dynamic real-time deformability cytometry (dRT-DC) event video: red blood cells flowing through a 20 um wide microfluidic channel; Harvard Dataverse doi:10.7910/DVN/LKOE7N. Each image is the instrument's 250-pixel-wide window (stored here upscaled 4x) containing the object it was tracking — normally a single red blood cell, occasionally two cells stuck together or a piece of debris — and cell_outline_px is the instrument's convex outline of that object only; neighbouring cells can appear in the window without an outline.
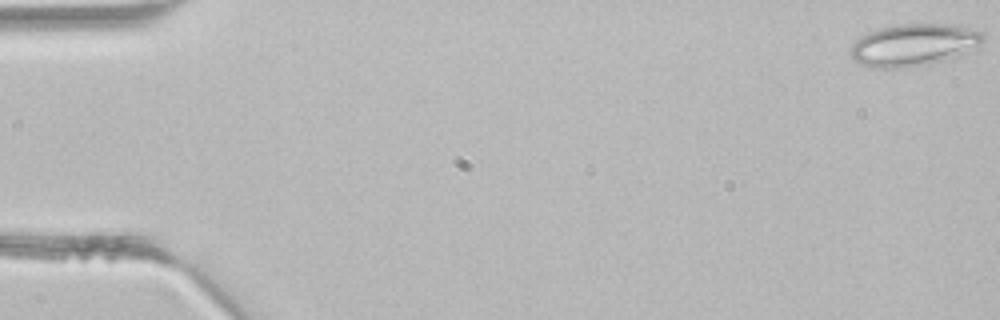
{"species": "common noctule bat (a hibernating species)", "species_latin": "Nyctalus noctula", "temperature_condition": "room temperature", "stored_images_in_passage": 41, "camera_frame_rate_fps": 3000, "um_per_image_px": 0.085, "animal": {"sex": "male", "body_mass_g": 21.5, "forearm_length_mm": 52.0}, "frame": {"image": 1, "passage_image": 1, "time_ms": 0.0, "image_size_px": [1000, 320], "cell_outline_px": [[984, 40], [968, 52], [928, 64], [900, 68], [872, 68], [860, 64], [852, 56], [852, 44], [860, 36], [868, 32], [888, 24], [956, 24], [984, 32]], "centroid_in_image_um": [77.66, 3.79], "position_along_channel_um": 7.3, "area_um2": 32.6}}
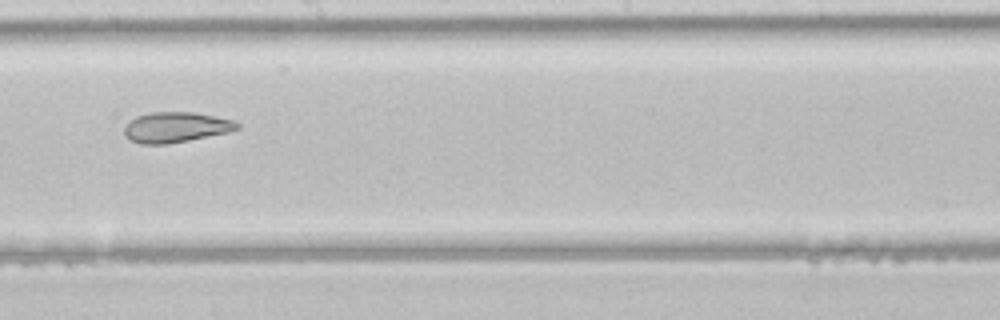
{"frame": {"image": 2, "passage_image": 25, "time_ms": 8.0, "image_size_px": [1000, 320], "cell_outline_px": [[240, 128], [228, 132], [168, 144], [140, 144], [128, 140], [124, 136], [124, 128], [136, 116], [152, 112], [192, 112], [232, 120], [240, 124]], "centroid_in_image_um": [14.91, 10.83], "position_along_channel_um": 233.3, "area_um2": 19.83}}
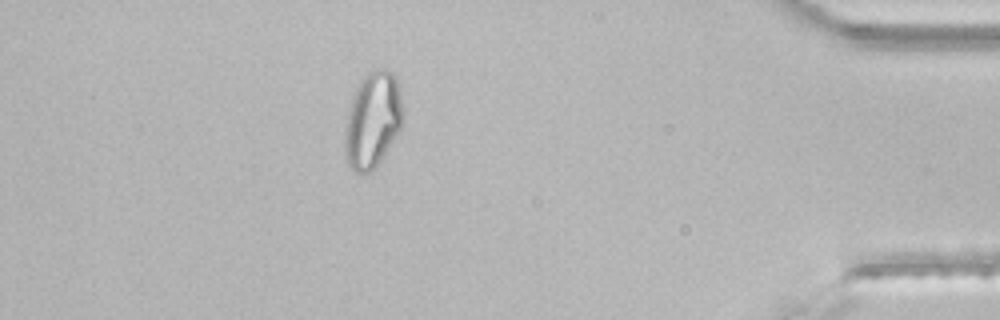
{"frame": {"image": 3, "passage_image": 39, "time_ms": 12.667, "image_size_px": [1000, 320], "cell_outline_px": [[404, 124], [380, 160], [368, 172], [356, 172], [348, 164], [344, 156], [344, 128], [352, 96], [356, 88], [364, 76], [368, 72], [376, 68], [388, 68], [396, 76], [404, 108]], "centroid_in_image_um": [31.69, 10.15], "position_along_channel_um": 403.5, "area_um2": 32.83}}